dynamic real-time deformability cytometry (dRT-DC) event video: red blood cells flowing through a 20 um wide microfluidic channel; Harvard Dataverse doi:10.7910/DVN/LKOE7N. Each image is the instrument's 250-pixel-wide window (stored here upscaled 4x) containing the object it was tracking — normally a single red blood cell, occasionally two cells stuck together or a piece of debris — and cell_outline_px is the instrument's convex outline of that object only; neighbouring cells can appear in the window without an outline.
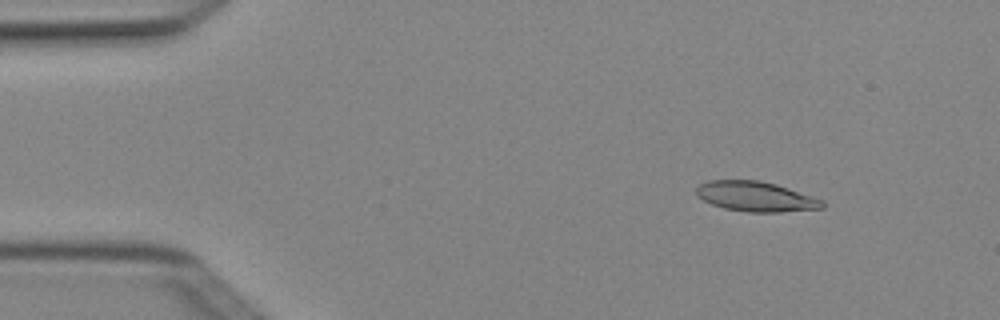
{"species": "Egyptian fruit bat (a non-hibernating species)", "species_latin": "Rousettus aegyptiacus", "temperature_condition": "cold", "stored_images_in_passage": 3, "camera_frame_rate_fps": 3000, "um_per_image_px": 0.085, "animal": {"sex": "female"}, "frame": {"image": 1, "passage_image": 1, "time_ms": 0.0, "image_size_px": [1000, 320], "cell_outline_px": [[824, 208], [780, 212], [748, 212], [724, 208], [712, 204], [696, 196], [696, 188], [700, 184], [708, 180], [760, 180], [776, 184], [824, 200]], "centroid_in_image_um": [64.24, 16.7], "position_along_channel_um": 20.8, "area_um2": 22.02}}
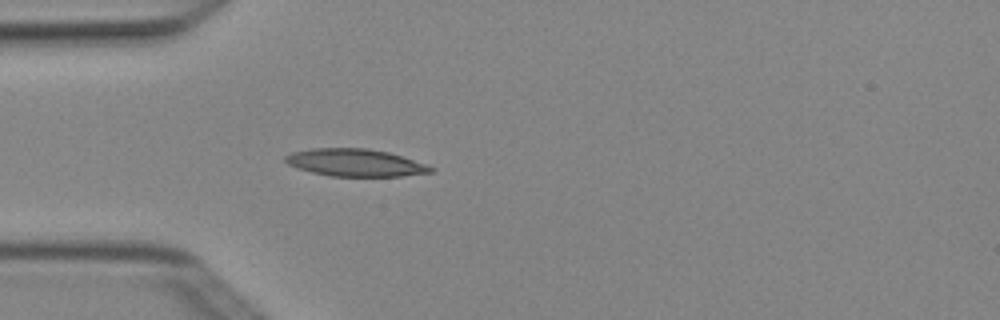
{"frame": {"image": 2, "passage_image": 3, "time_ms": 0.667, "image_size_px": [1000, 320], "cell_outline_px": [[436, 168], [432, 172], [400, 176], [332, 176], [312, 172], [288, 164], [284, 160], [284, 156], [292, 152], [312, 148], [368, 148], [388, 152], [428, 164]], "centroid_in_image_um": [30.23, 13.82], "position_along_channel_um": 54.8, "area_um2": 23.18}}